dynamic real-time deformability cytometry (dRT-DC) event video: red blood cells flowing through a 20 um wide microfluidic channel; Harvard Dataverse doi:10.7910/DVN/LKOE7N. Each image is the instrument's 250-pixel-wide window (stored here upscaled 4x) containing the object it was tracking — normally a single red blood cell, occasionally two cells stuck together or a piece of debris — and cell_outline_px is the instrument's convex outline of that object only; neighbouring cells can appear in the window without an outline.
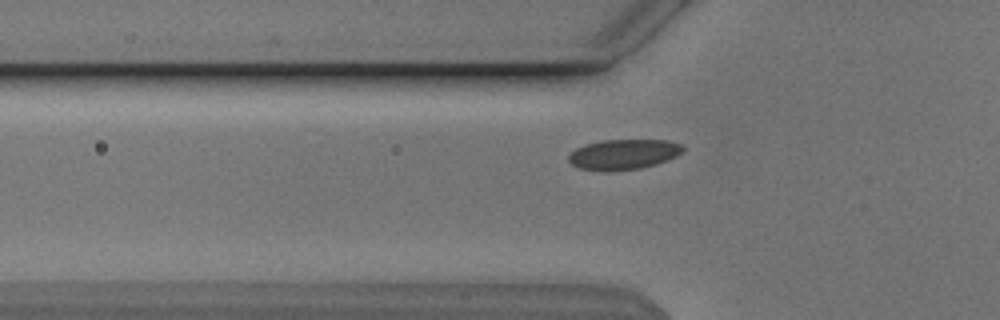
{"species": "Egyptian fruit bat (a non-hibernating species)", "species_latin": "Rousettus aegyptiacus", "temperature_condition": "cold", "stored_images_in_passage": 32, "camera_frame_rate_fps": 3000, "um_per_image_px": 0.085, "animal": {"sex": "male"}, "frame": {"image": 1, "passage_image": 3, "time_ms": 0.667, "image_size_px": [1000, 320], "cell_outline_px": [[684, 148], [676, 156], [640, 168], [580, 168], [572, 164], [568, 160], [568, 156], [576, 148], [584, 144], [600, 140], [668, 140], [680, 144]], "centroid_in_image_um": [52.99, 13.05], "position_along_channel_um": 72.8, "area_um2": 19.07}}
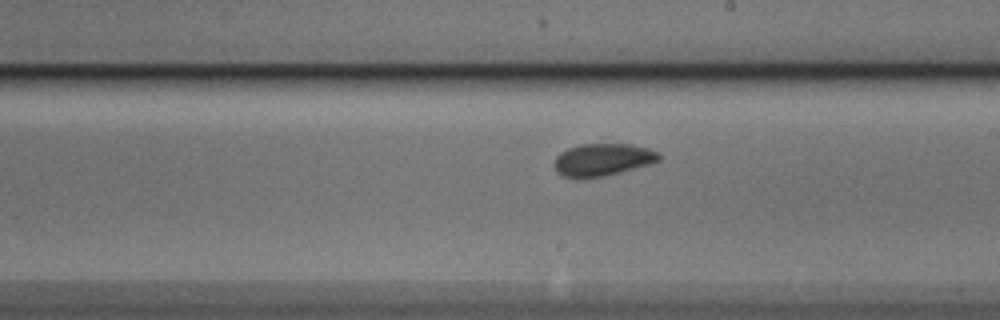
{"frame": {"image": 2, "passage_image": 16, "time_ms": 5.0, "image_size_px": [1000, 320], "cell_outline_px": [[660, 160], [648, 164], [620, 172], [604, 176], [584, 180], [576, 180], [560, 176], [556, 172], [552, 164], [556, 156], [560, 152], [568, 148], [580, 144], [632, 144], [648, 148], [660, 152]], "centroid_in_image_um": [51.14, 13.6], "position_along_channel_um": 237.9, "area_um2": 20.35}}
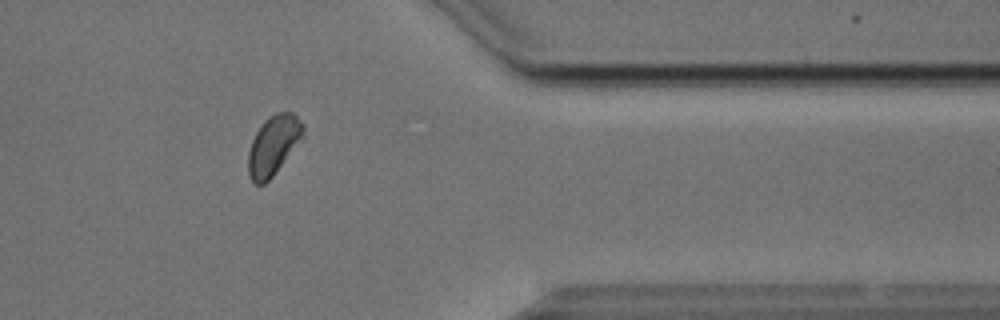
{"frame": {"image": 3, "passage_image": 29, "time_ms": 9.333, "image_size_px": [1000, 320], "cell_outline_px": [[304, 136], [272, 176], [264, 184], [256, 184], [252, 180], [248, 172], [248, 152], [252, 140], [256, 132], [264, 120], [268, 116], [276, 112], [292, 112], [304, 124]], "centroid_in_image_um": [23.24, 12.31], "position_along_channel_um": 388.2, "area_um2": 18.84}}